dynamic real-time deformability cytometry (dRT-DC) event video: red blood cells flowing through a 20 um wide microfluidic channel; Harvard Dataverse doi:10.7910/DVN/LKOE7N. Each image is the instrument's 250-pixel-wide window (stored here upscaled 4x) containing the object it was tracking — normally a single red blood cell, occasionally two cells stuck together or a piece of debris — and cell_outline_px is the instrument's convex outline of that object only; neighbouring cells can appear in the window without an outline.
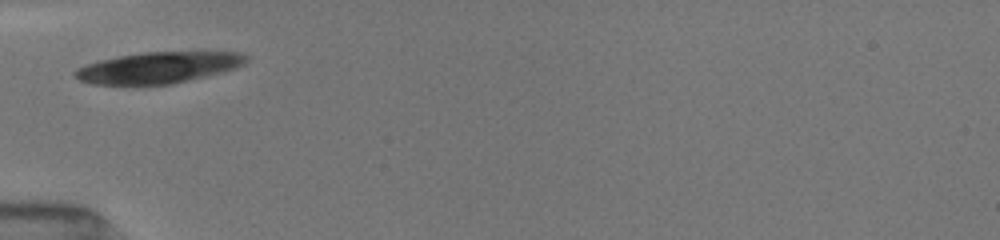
{"species": "common noctule bat (a hibernating species)", "species_latin": "Nyctalus noctula", "temperature_condition": "room temperature", "stored_images_in_passage": 15, "camera_frame_rate_fps": 3000, "um_per_image_px": 0.085, "animal": {"sex": "female", "body_mass_g": 19.5, "forearm_length_mm": 54.1}, "frame": {"image": 1, "passage_image": 1, "time_ms": 0.0, "image_size_px": [1000, 240], "cell_outline_px": [[248, 60], [244, 64], [236, 68], [172, 84], [92, 84], [80, 80], [72, 72], [76, 68], [84, 64], [100, 60], [120, 56], [144, 52], [240, 52], [248, 56]], "centroid_in_image_um": [13.45, 5.74], "position_along_channel_um": 71.5, "area_um2": 30.87}}